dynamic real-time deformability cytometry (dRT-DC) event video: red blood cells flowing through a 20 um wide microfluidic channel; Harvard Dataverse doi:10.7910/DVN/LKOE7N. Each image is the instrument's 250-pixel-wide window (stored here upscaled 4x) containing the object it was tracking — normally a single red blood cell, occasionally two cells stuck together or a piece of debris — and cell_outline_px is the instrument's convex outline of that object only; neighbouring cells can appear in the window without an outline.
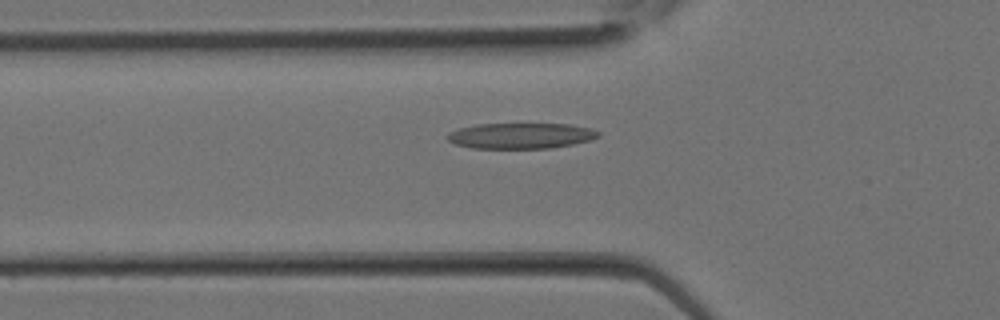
{"species": "Egyptian fruit bat (a non-hibernating species)", "species_latin": "Rousettus aegyptiacus", "temperature_condition": "room temperature", "stored_images_in_passage": 20, "camera_frame_rate_fps": 3000, "um_per_image_px": 0.085, "animal": {"sex": "female"}, "frame": {"image": 1, "passage_image": 2, "time_ms": 0.333, "image_size_px": [1000, 320], "cell_outline_px": [[600, 136], [588, 140], [572, 144], [552, 148], [472, 148], [456, 144], [448, 140], [444, 136], [448, 132], [460, 128], [476, 124], [568, 124], [592, 128], [600, 132]], "centroid_in_image_um": [44.25, 11.53], "position_along_channel_um": 81.6, "area_um2": 22.6}}
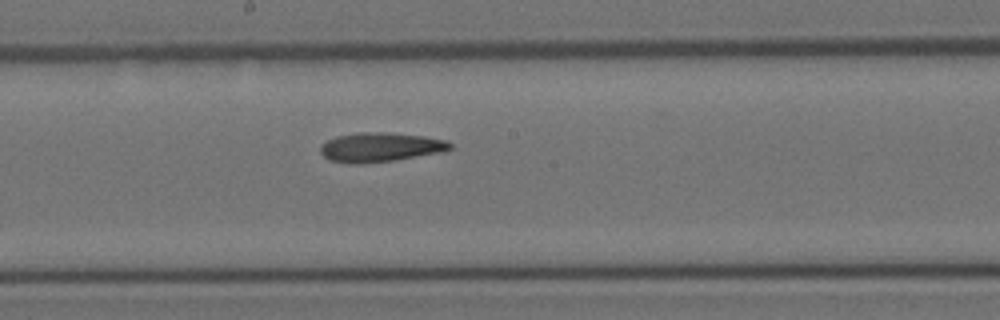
{"frame": {"image": 2, "passage_image": 8, "time_ms": 2.333, "image_size_px": [1000, 320], "cell_outline_px": [[452, 148], [444, 152], [392, 160], [364, 164], [348, 164], [328, 160], [320, 152], [320, 148], [328, 140], [336, 136], [360, 132], [384, 132], [424, 136], [444, 140], [452, 144]], "centroid_in_image_um": [32.31, 12.52], "position_along_channel_um": 215.9, "area_um2": 22.14}}
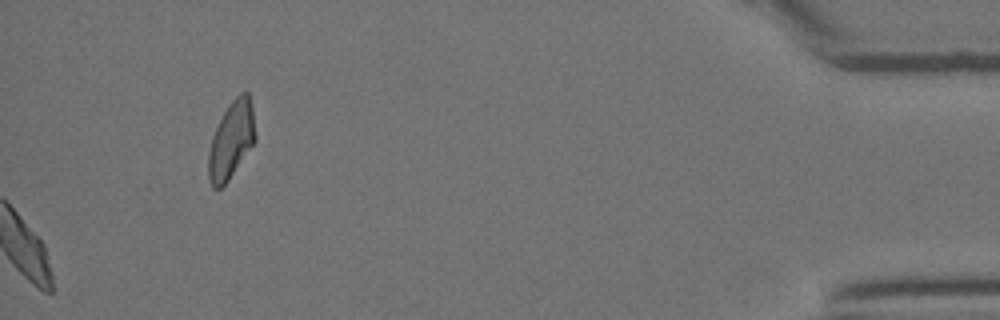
{"frame": {"image": 3, "passage_image": 20, "time_ms": 6.333, "image_size_px": [1000, 320], "cell_outline_px": [[256, 140], [228, 180], [220, 188], [212, 188], [208, 180], [208, 152], [212, 136], [224, 112], [232, 100], [240, 92], [248, 92], [252, 108], [256, 136]], "centroid_in_image_um": [19.65, 11.92], "position_along_channel_um": 415.6, "area_um2": 20.87}}